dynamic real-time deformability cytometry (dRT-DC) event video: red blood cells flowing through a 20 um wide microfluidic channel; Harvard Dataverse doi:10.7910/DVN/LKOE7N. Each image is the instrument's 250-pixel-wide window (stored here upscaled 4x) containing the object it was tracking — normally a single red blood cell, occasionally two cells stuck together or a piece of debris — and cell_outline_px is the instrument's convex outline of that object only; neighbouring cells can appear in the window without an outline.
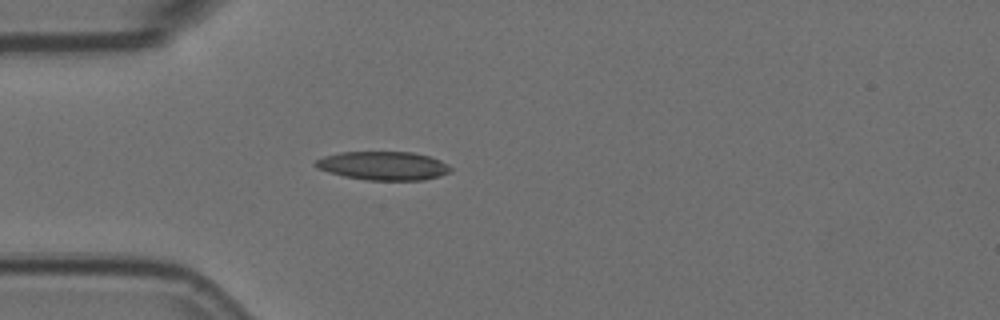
{"species": "Egyptian fruit bat (a non-hibernating species)", "species_latin": "Rousettus aegyptiacus", "temperature_condition": "room temperature", "stored_images_in_passage": 3, "camera_frame_rate_fps": 3000, "um_per_image_px": 0.085, "animal": {"sex": "female"}, "frame": {"image": 1, "passage_image": 3, "time_ms": 0.667, "image_size_px": [1000, 320], "cell_outline_px": [[452, 172], [440, 176], [424, 180], [368, 180], [344, 176], [328, 172], [316, 168], [312, 164], [316, 160], [324, 156], [340, 152], [412, 152], [428, 156], [440, 160], [448, 164], [452, 168]], "centroid_in_image_um": [32.58, 14.09], "position_along_channel_um": 52.4, "area_um2": 22.66}}